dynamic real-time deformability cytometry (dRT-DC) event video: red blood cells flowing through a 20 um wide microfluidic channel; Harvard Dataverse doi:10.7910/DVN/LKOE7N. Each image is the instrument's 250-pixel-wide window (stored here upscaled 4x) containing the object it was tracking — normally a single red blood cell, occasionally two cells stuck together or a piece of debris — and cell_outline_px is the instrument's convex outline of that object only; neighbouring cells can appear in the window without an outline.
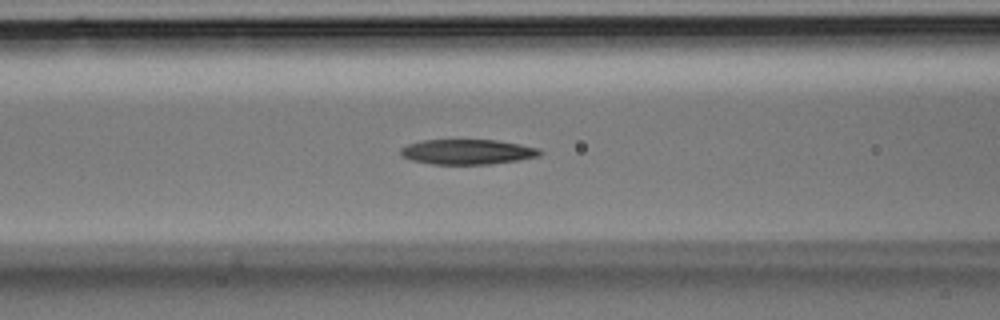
{"species": "Egyptian fruit bat (a non-hibernating species)", "species_latin": "Rousettus aegyptiacus", "temperature_condition": "room temperature", "stored_images_in_passage": 36, "camera_frame_rate_fps": 3000, "um_per_image_px": 0.085, "animal": {"sex": "male"}, "frame": {"image": 1, "passage_image": 14, "time_ms": 4.333, "image_size_px": [1000, 320], "cell_outline_px": [[544, 152], [540, 156], [492, 164], [432, 164], [412, 160], [400, 156], [400, 148], [408, 144], [424, 140], [496, 140], [520, 144], [540, 148]], "centroid_in_image_um": [39.74, 12.9], "position_along_channel_um": 126.9, "area_um2": 20.4}}
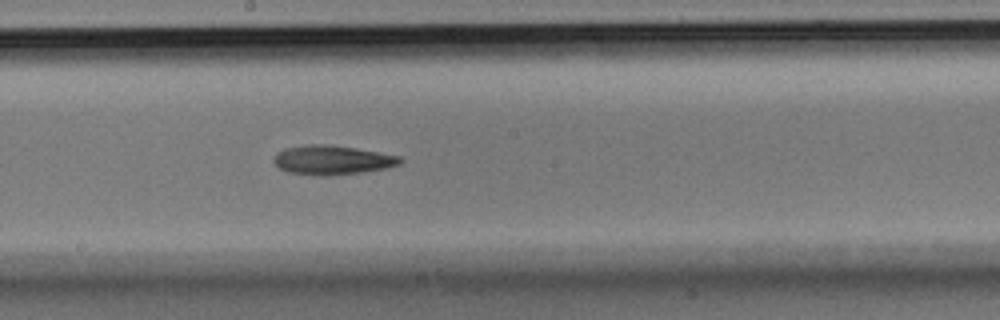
{"frame": {"image": 2, "passage_image": 19, "time_ms": 6.0, "image_size_px": [1000, 320], "cell_outline_px": [[404, 160], [400, 164], [388, 168], [360, 172], [328, 176], [288, 172], [280, 168], [272, 160], [276, 152], [284, 148], [304, 144], [328, 144], [356, 148], [380, 152], [400, 156]], "centroid_in_image_um": [28.24, 13.58], "position_along_channel_um": 220.0, "area_um2": 21.68}}
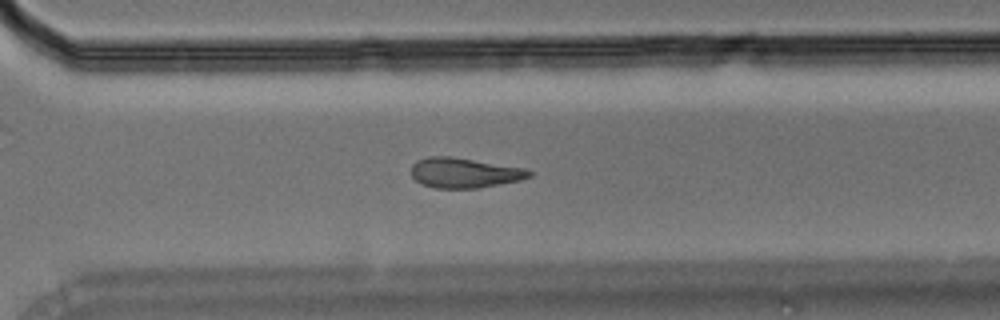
{"frame": {"image": 3, "passage_image": 25, "time_ms": 8.0, "image_size_px": [1000, 320], "cell_outline_px": [[532, 176], [520, 180], [476, 188], [432, 188], [420, 184], [412, 176], [412, 164], [416, 160], [428, 156], [448, 156], [520, 168], [532, 172]], "centroid_in_image_um": [39.38, 14.7], "position_along_channel_um": 331.2, "area_um2": 20.29}}